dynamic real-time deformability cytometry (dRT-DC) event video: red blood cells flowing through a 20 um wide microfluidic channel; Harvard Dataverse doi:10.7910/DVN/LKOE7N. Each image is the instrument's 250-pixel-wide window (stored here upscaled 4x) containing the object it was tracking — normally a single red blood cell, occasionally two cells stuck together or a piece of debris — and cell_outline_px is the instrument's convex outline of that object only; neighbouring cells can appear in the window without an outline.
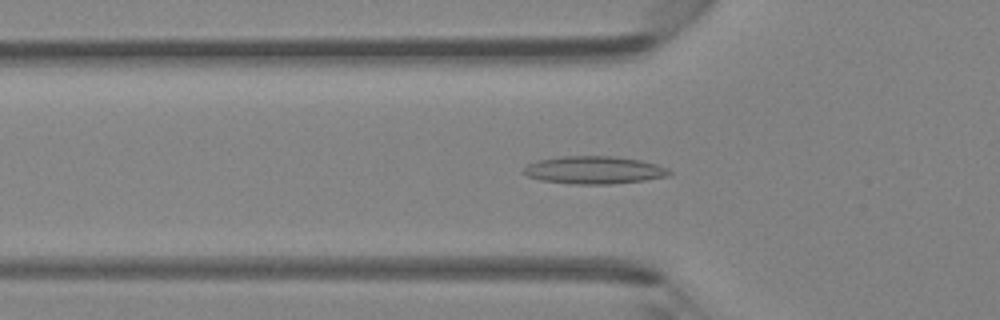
{"species": "Egyptian fruit bat (a non-hibernating species)", "species_latin": "Rousettus aegyptiacus", "temperature_condition": "room temperature", "stored_images_in_passage": 45, "camera_frame_rate_fps": 3000, "um_per_image_px": 0.085, "animal": {"sex": "female"}, "frame": {"image": 1, "passage_image": 15, "time_ms": 4.667, "image_size_px": [1000, 320], "cell_outline_px": [[672, 172], [668, 176], [644, 180], [612, 184], [572, 184], [540, 180], [528, 176], [520, 172], [528, 164], [540, 160], [560, 156], [612, 156], [640, 160], [656, 164], [668, 168]], "centroid_in_image_um": [50.49, 14.46], "position_along_channel_um": 75.3, "area_um2": 23.52}}
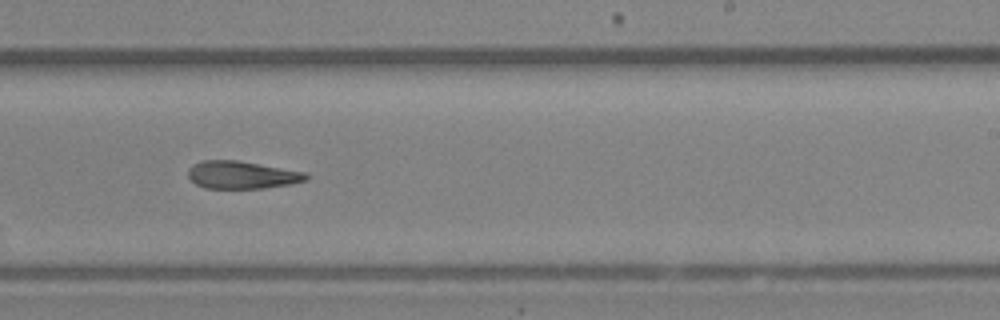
{"frame": {"image": 2, "passage_image": 28, "time_ms": 9.0, "image_size_px": [1000, 320], "cell_outline_px": [[308, 180], [288, 184], [264, 188], [204, 188], [196, 184], [188, 176], [188, 168], [192, 164], [200, 160], [236, 160], [308, 172]], "centroid_in_image_um": [20.55, 14.86], "position_along_channel_um": 268.5, "area_um2": 19.07}}
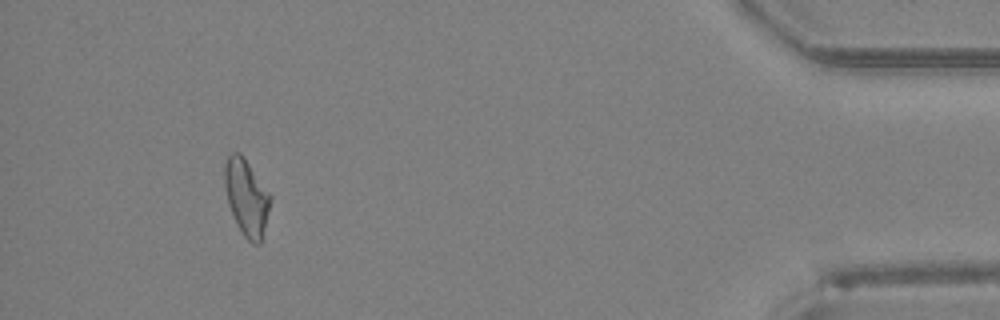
{"frame": {"image": 3, "passage_image": 42, "time_ms": 13.667, "image_size_px": [1000, 320], "cell_outline_px": [[272, 196], [260, 244], [252, 244], [240, 232], [228, 204], [224, 184], [224, 164], [228, 156], [232, 152], [240, 152], [244, 156]], "centroid_in_image_um": [20.94, 16.75], "position_along_channel_um": 414.3, "area_um2": 20.4}}